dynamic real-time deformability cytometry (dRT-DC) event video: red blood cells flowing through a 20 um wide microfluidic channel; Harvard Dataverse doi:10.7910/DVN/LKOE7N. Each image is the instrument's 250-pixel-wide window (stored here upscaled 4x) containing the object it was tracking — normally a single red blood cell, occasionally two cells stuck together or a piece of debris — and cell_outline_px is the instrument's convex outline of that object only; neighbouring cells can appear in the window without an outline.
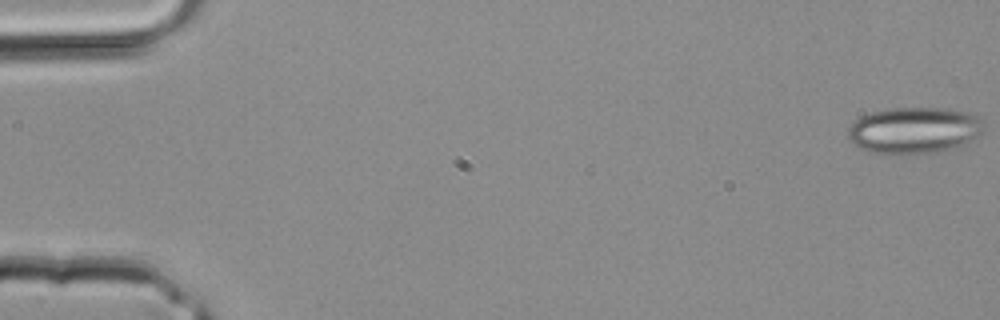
{"species": "common noctule bat (a hibernating species)", "species_latin": "Nyctalus noctula", "temperature_condition": "room temperature", "stored_images_in_passage": 3, "camera_frame_rate_fps": 3000, "um_per_image_px": 0.085, "animal": {"sex": "male", "body_mass_g": 20.4}, "frame": {"image": 1, "passage_image": 1, "time_ms": 0.0, "image_size_px": [1000, 320], "cell_outline_px": [[984, 132], [960, 148], [936, 152], [900, 156], [868, 152], [860, 148], [848, 136], [848, 128], [860, 116], [872, 112], [888, 108], [944, 108], [968, 112], [976, 116], [984, 124]], "centroid_in_image_um": [77.73, 11.11], "position_along_channel_um": 7.3, "area_um2": 37.45}}